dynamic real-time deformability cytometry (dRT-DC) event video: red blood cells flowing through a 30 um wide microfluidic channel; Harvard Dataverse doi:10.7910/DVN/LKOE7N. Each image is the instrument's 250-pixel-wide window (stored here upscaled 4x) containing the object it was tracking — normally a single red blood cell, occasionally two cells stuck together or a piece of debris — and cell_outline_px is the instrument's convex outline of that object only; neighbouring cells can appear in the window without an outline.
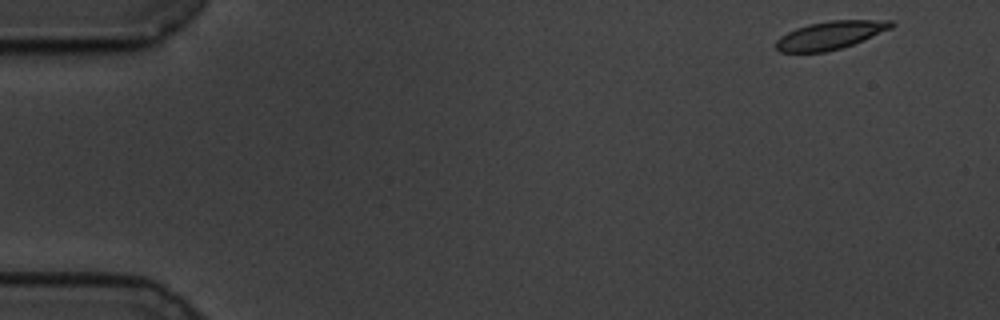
{"species": "common noctule bat (a hibernating species)", "species_latin": "Nyctalus noctula", "temperature_condition": "cold", "stored_images_in_passage": 56, "camera_frame_rate_fps": 3000, "um_per_image_px": 0.085, "animal": {"sex": "male", "body_mass_g": 19.5, "forearm_length_mm": 54.6}, "frame": {"image": 1, "passage_image": 1, "time_ms": 0.0, "image_size_px": [1000, 320], "cell_outline_px": [[896, 24], [892, 28], [864, 40], [840, 48], [824, 52], [780, 52], [776, 48], [776, 40], [780, 36], [796, 28], [808, 24], [832, 20], [892, 20]], "centroid_in_image_um": [70.59, 2.98], "position_along_channel_um": 14.4, "area_um2": 18.84}}
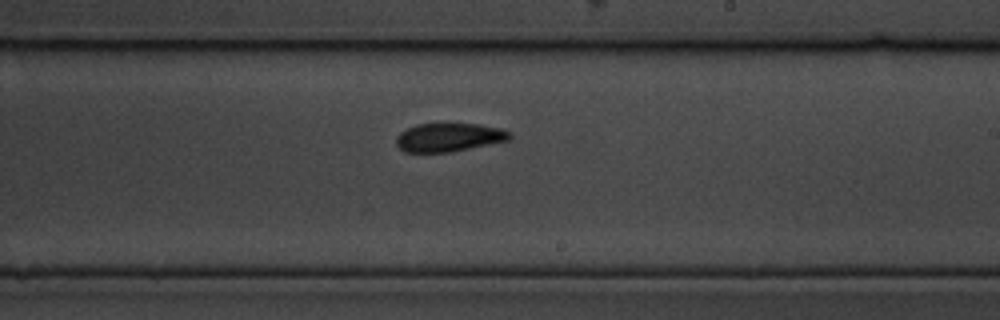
{"frame": {"image": 2, "passage_image": 32, "time_ms": 10.333, "image_size_px": [1000, 320], "cell_outline_px": [[512, 136], [508, 140], [448, 152], [404, 152], [396, 144], [396, 136], [400, 132], [416, 124], [480, 124], [500, 128], [512, 132]], "centroid_in_image_um": [38.14, 11.66], "position_along_channel_um": 250.9, "area_um2": 18.67}}
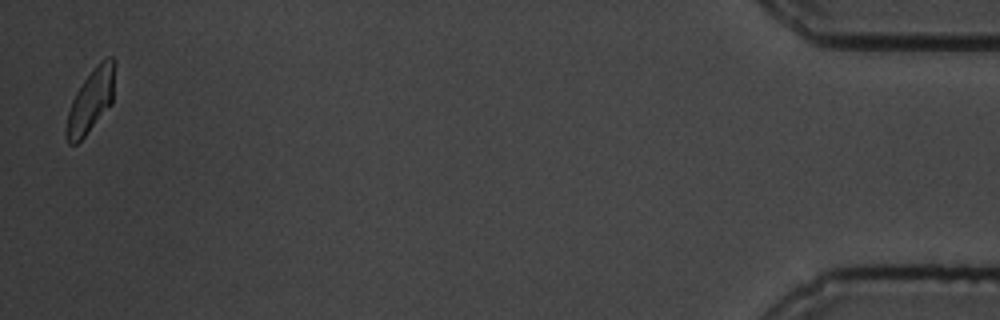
{"frame": {"image": 3, "passage_image": 55, "time_ms": 18.0, "image_size_px": [1000, 320], "cell_outline_px": [[116, 60], [112, 104], [84, 136], [76, 144], [68, 144], [64, 132], [64, 128], [68, 112], [72, 100], [76, 92], [84, 80], [96, 64], [100, 60], [108, 56], [112, 56]], "centroid_in_image_um": [7.73, 8.53], "position_along_channel_um": 427.5, "area_um2": 18.09}, "authors_computed_cell_mechanics": {"area_um2": 19.4786, "velocity_mm_per_s": 3.4189, "shape_relaxation_time_tau1_ms": 3.5581, "shape_relaxation_time_tau2_ms": 1.4095, "deformation_change_tau1": 0.1269, "deformation_change_tau2": 0.0531}}